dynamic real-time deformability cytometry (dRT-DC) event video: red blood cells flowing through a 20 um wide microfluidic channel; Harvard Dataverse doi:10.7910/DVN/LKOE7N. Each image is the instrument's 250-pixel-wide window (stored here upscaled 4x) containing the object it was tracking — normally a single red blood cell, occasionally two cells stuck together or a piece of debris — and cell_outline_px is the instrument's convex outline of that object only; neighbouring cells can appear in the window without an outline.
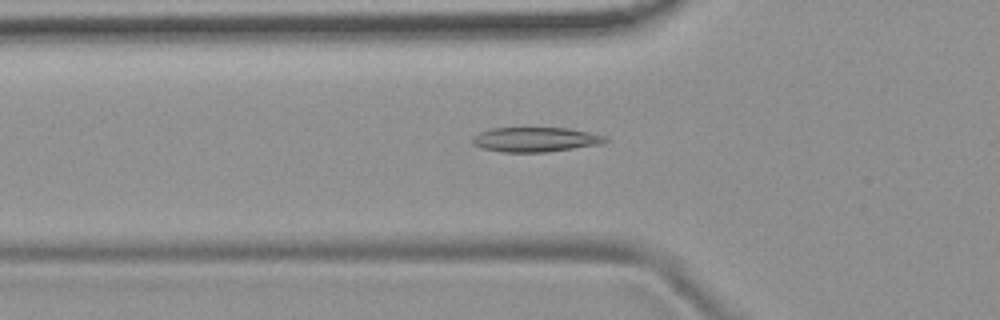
{"species": "common noctule bat (a hibernating species)", "species_latin": "Nyctalus noctula", "temperature_condition": "room temperature", "stored_images_in_passage": 53, "camera_frame_rate_fps": 3000, "um_per_image_px": 0.085, "animal": {"sex": "female", "body_mass_g": 19.9}, "frame": {"image": 1, "passage_image": 18, "time_ms": 5.667, "image_size_px": [1000, 320], "cell_outline_px": [[608, 140], [600, 144], [548, 152], [500, 152], [484, 148], [472, 144], [472, 136], [480, 132], [492, 128], [568, 128], [588, 132], [604, 136]], "centroid_in_image_um": [45.47, 11.86], "position_along_channel_um": 80.3, "area_um2": 18.96}}
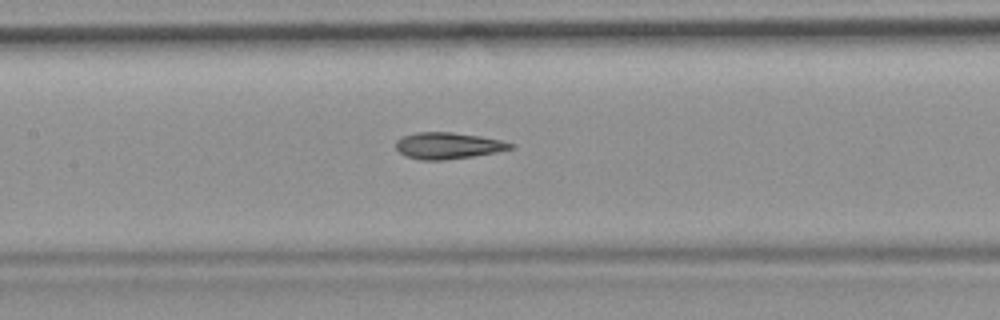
{"frame": {"image": 2, "passage_image": 25, "time_ms": 8.0, "image_size_px": [1000, 320], "cell_outline_px": [[516, 148], [496, 152], [472, 156], [444, 160], [420, 160], [404, 156], [396, 148], [396, 140], [404, 136], [416, 132], [452, 132], [480, 136], [500, 140], [516, 144]], "centroid_in_image_um": [38.1, 12.38], "position_along_channel_um": 169.3, "area_um2": 17.74}}
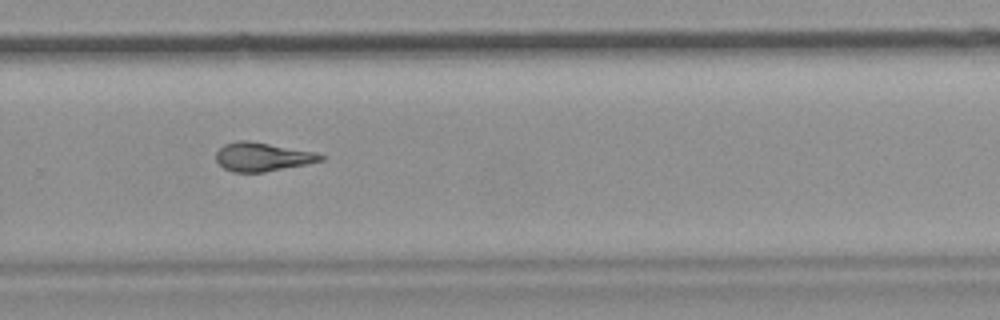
{"frame": {"image": 3, "passage_image": 36, "time_ms": 11.667, "image_size_px": [1000, 320], "cell_outline_px": [[324, 160], [308, 164], [264, 172], [232, 172], [224, 168], [216, 160], [216, 152], [224, 144], [236, 140], [248, 140], [316, 152], [324, 156]], "centroid_in_image_um": [22.3, 13.33], "position_along_channel_um": 307.5, "area_um2": 17.57}, "authors_computed_cell_mechanics": {"area_um2": 18.1492, "velocity_mm_per_s": 3.7855, "shape_relaxation_time_tau1_ms": null, "shape_relaxation_time_tau2_ms": 3.2351, "deformation_change_tau1": null, "deformation_change_tau2": 0.1127}}